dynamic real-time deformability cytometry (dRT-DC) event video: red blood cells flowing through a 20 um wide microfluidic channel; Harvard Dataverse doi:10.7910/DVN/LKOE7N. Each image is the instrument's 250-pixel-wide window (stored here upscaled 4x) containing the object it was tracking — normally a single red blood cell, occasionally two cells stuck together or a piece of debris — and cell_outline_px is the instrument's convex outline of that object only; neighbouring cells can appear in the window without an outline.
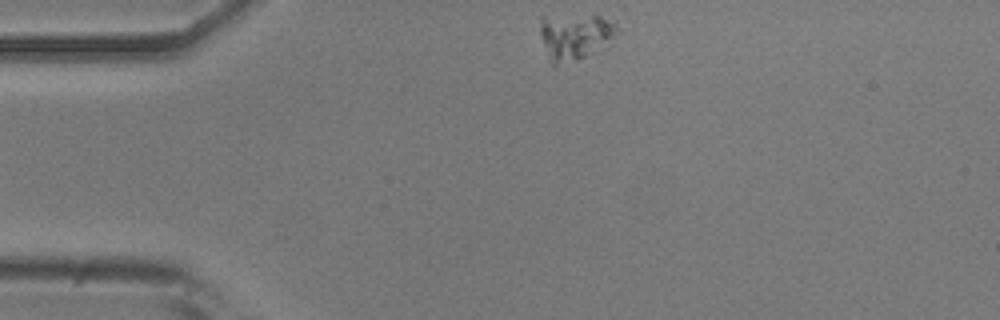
{"species": "common noctule bat (a hibernating species)", "species_latin": "Nyctalus noctula", "temperature_condition": "room temperature", "stored_images_in_passage": 45, "camera_frame_rate_fps": 3000, "um_per_image_px": 0.085, "animal": {"sex": "male", "body_mass_g": 20.5, "forearm_length_mm": 52.5}, "frame": {"image": 1, "passage_image": 1, "time_ms": 0.0, "image_size_px": [1000, 320], "cell_outline_px": [[624, 32], [608, 48], [576, 60], [552, 68], [540, 32], [540, 16], [600, 16], [616, 20]], "centroid_in_image_um": [49.04, 3.11], "position_along_channel_um": 36.0, "area_um2": 22.02}}
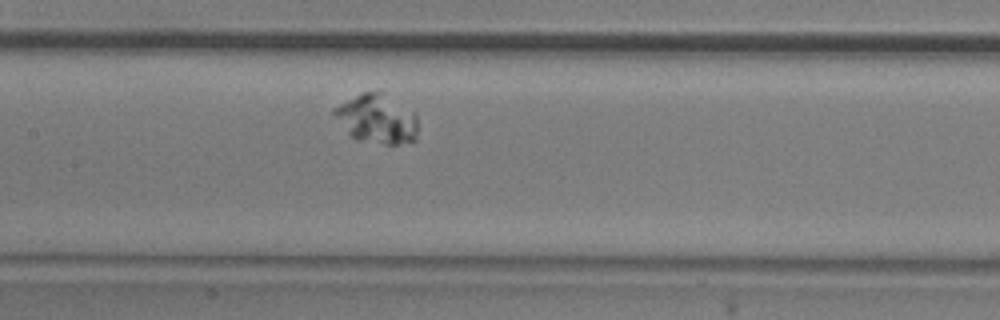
{"frame": {"image": 2, "passage_image": 16, "time_ms": 5.0, "image_size_px": [1000, 320], "cell_outline_px": [[416, 140], [396, 144], [384, 144], [356, 140], [332, 116], [332, 108], [364, 92], [384, 92], [416, 112]], "centroid_in_image_um": [32.04, 10.1], "position_along_channel_um": 175.4, "area_um2": 23.93}}
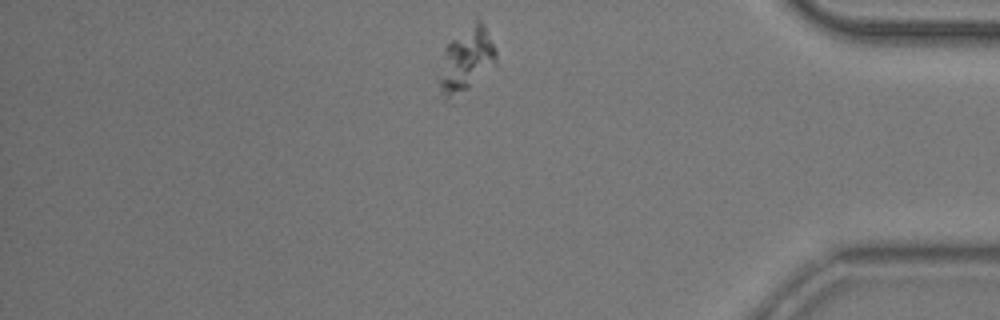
{"frame": {"image": 3, "passage_image": 37, "time_ms": 12.0, "image_size_px": [1000, 320], "cell_outline_px": [[496, 68], [468, 88], [444, 100], [440, 92], [440, 80], [444, 48], [476, 16], [484, 24], [496, 52]], "centroid_in_image_um": [39.69, 5.04], "position_along_channel_um": 395.5, "area_um2": 21.15}}